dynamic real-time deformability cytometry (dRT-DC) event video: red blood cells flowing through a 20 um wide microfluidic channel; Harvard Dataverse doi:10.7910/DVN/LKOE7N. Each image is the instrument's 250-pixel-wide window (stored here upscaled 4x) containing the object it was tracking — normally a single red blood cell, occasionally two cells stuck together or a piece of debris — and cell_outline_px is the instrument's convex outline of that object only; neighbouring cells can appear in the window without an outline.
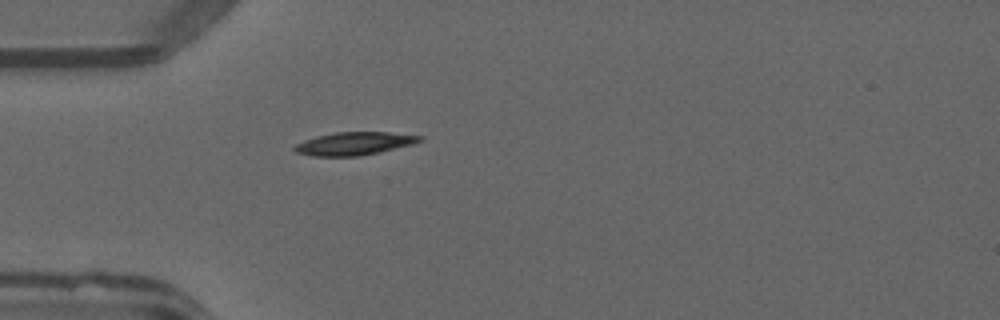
{"species": "common noctule bat (a hibernating species)", "species_latin": "Nyctalus noctula", "temperature_condition": "warm", "stored_images_in_passage": 5, "camera_frame_rate_fps": 3000, "um_per_image_px": 0.085, "animal": {"sex": "male", "forearm_length_mm": 52.5}, "frame": {"image": 1, "passage_image": 1, "time_ms": 0.0, "image_size_px": [1000, 320], "cell_outline_px": [[424, 140], [412, 144], [380, 152], [360, 156], [312, 156], [296, 152], [292, 148], [296, 144], [304, 140], [316, 136], [336, 132], [388, 132], [424, 136]], "centroid_in_image_um": [30.12, 12.2], "position_along_channel_um": 54.9, "area_um2": 16.82}}